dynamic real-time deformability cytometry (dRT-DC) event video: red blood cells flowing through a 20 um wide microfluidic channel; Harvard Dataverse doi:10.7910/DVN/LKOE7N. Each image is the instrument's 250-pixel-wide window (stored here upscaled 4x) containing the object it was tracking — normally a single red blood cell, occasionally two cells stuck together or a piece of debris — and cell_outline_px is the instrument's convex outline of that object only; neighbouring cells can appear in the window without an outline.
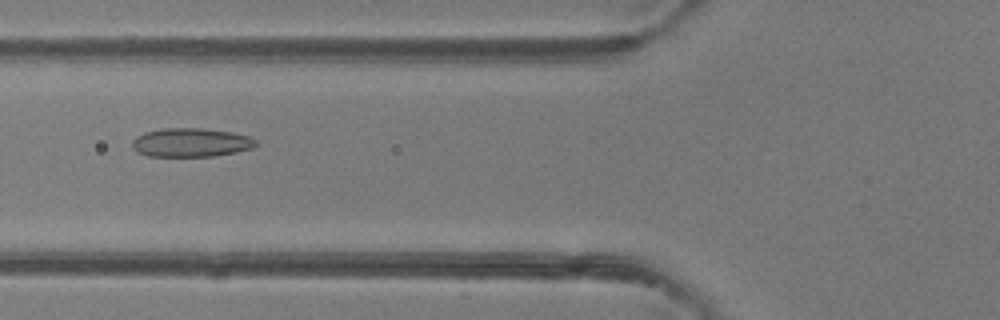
{"species": "common noctule bat (a hibernating species)", "species_latin": "Nyctalus noctula", "temperature_condition": "room temperature", "stored_images_in_passage": 6, "camera_frame_rate_fps": 3000, "um_per_image_px": 0.085, "animal": {"sex": "female"}, "frame": {"image": 1, "passage_image": 6, "time_ms": 5.667, "image_size_px": [1000, 320], "cell_outline_px": [[260, 144], [252, 148], [236, 152], [212, 156], [148, 156], [136, 152], [132, 148], [132, 140], [136, 136], [144, 132], [160, 128], [204, 128], [232, 132], [248, 136], [256, 140]], "centroid_in_image_um": [16.21, 12.11], "position_along_channel_um": 109.6, "area_um2": 20.98}}